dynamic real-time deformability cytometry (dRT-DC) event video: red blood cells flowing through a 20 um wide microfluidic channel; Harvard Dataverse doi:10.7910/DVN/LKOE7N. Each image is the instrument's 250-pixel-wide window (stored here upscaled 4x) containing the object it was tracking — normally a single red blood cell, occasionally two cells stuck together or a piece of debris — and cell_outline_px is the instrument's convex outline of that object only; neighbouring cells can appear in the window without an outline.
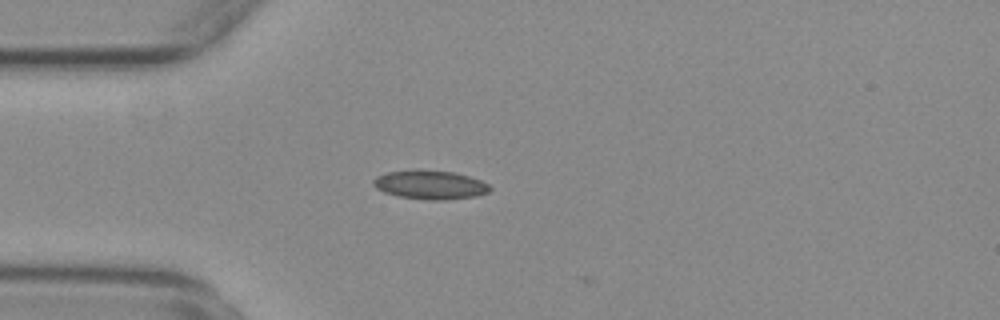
{"species": "common noctule bat (a hibernating species)", "species_latin": "Nyctalus noctula", "temperature_condition": "warm", "stored_images_in_passage": 4, "camera_frame_rate_fps": 3000, "um_per_image_px": 0.085, "animal": {"sex": "female", "body_mass_g": 29.2, "forearm_length_mm": 56.3}, "frame": {"image": 1, "passage_image": 2, "time_ms": 0.333, "image_size_px": [1000, 320], "cell_outline_px": [[492, 188], [488, 192], [476, 196], [444, 200], [424, 200], [396, 196], [384, 192], [376, 188], [372, 184], [372, 180], [376, 176], [388, 172], [416, 168], [456, 172], [480, 180], [488, 184]], "centroid_in_image_um": [36.53, 15.69], "position_along_channel_um": 48.5, "area_um2": 20.06}}